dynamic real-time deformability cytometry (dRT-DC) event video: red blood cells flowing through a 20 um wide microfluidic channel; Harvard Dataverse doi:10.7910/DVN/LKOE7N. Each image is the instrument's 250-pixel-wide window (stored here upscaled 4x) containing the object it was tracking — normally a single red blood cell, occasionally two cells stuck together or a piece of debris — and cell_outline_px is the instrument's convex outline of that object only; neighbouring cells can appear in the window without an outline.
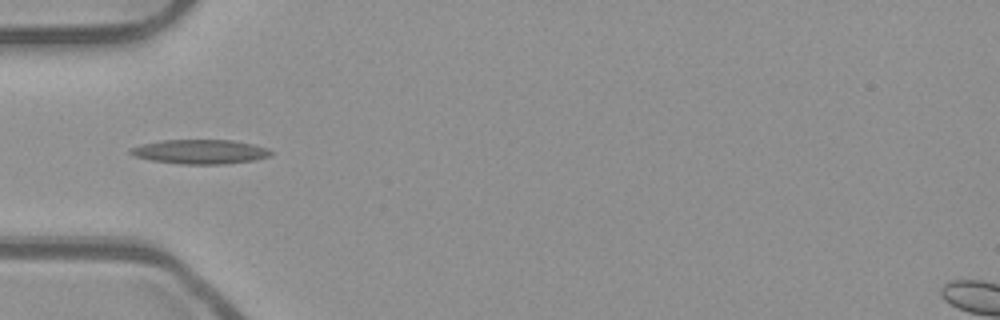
{"species": "common noctule bat (a hibernating species)", "species_latin": "Nyctalus noctula", "temperature_condition": "room temperature", "stored_images_in_passage": 7, "camera_frame_rate_fps": 3000, "um_per_image_px": 0.085, "animal": {"sex": "male", "body_mass_g": 23.1, "forearm_length_mm": 52.7}, "frame": {"image": 1, "passage_image": 1, "time_ms": 0.0, "image_size_px": [1000, 320], "cell_outline_px": [[272, 152], [268, 156], [252, 160], [224, 164], [180, 164], [152, 160], [136, 156], [128, 152], [128, 148], [144, 144], [164, 140], [232, 140], [252, 144], [268, 148]], "centroid_in_image_um": [16.99, 12.89], "position_along_channel_um": 68.0, "area_um2": 19.65}}
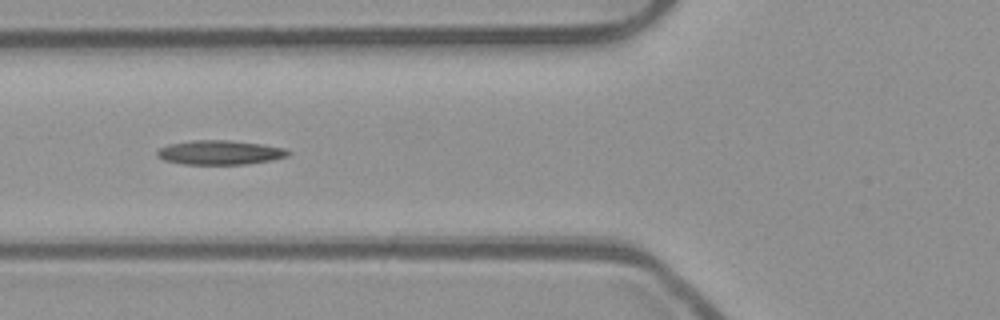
{"frame": {"image": 2, "passage_image": 4, "time_ms": 1.0, "image_size_px": [1000, 320], "cell_outline_px": [[292, 152], [288, 156], [272, 160], [248, 164], [184, 164], [164, 160], [156, 156], [156, 152], [160, 148], [168, 144], [192, 140], [228, 140], [260, 144], [284, 148]], "centroid_in_image_um": [18.68, 12.96], "position_along_channel_um": 107.1, "area_um2": 18.55}}